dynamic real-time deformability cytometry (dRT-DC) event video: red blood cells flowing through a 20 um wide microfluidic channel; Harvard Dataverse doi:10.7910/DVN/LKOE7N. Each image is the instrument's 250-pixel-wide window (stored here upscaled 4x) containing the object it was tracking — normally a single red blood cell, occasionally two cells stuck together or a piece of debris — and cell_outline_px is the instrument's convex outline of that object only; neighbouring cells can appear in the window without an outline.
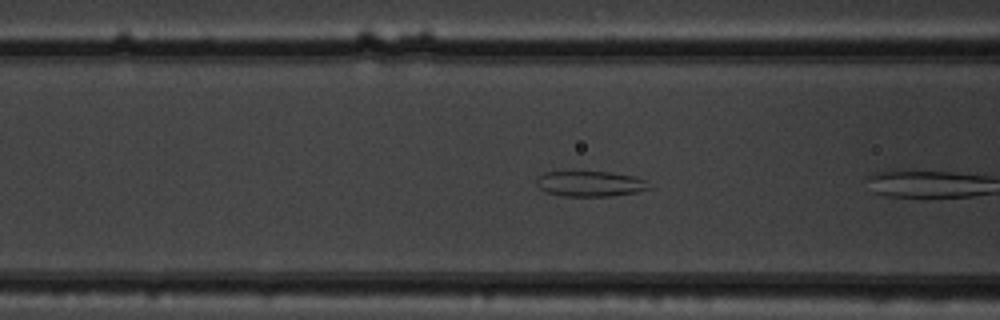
{"species": "common noctule bat (a hibernating species)", "species_latin": "Nyctalus noctula", "temperature_condition": "warm", "stored_images_in_passage": 5, "camera_frame_rate_fps": 3000, "um_per_image_px": 0.085, "animal": {"sex": "male", "body_mass_g": 19.5, "forearm_length_mm": 54.6}, "frame": {"image": 1, "passage_image": 4, "time_ms": 1.0, "image_size_px": [1000, 320], "cell_outline_px": [[652, 188], [636, 192], [612, 196], [564, 196], [544, 192], [536, 184], [536, 180], [544, 172], [608, 172], [636, 176], [644, 180]], "centroid_in_image_um": [50.17, 15.63], "position_along_channel_um": 116.4, "area_um2": 16.65}}